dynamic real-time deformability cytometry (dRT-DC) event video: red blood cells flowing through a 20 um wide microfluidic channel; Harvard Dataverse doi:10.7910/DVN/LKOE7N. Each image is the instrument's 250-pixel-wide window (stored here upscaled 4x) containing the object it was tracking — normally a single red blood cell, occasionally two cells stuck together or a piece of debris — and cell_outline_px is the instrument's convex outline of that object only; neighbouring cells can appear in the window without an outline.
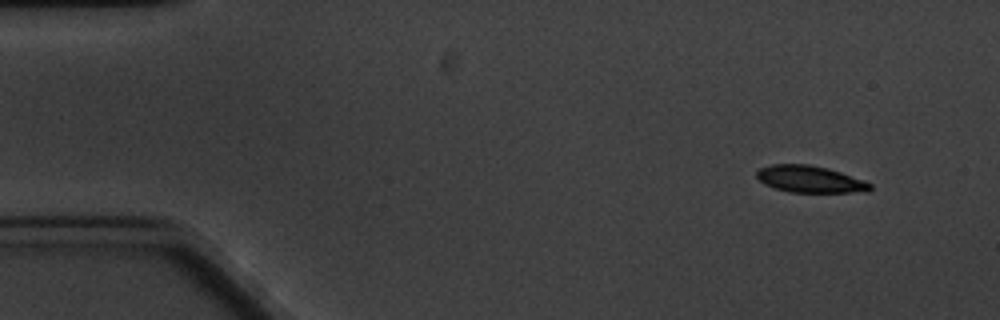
{"species": "common noctule bat (a hibernating species)", "species_latin": "Nyctalus noctula", "temperature_condition": "cold", "stored_images_in_passage": 7, "camera_frame_rate_fps": 3000, "um_per_image_px": 0.085, "animal": {"sex": "male", "body_mass_g": 20.1, "forearm_length_mm": 53.5}, "frame": {"image": 1, "passage_image": 1, "time_ms": 0.0, "image_size_px": [1000, 320], "cell_outline_px": [[872, 188], [868, 192], [788, 192], [764, 184], [756, 176], [756, 172], [760, 168], [772, 164], [808, 164], [828, 168], [864, 180], [872, 184]], "centroid_in_image_um": [68.86, 15.23], "position_along_channel_um": 16.1, "area_um2": 17.74}}
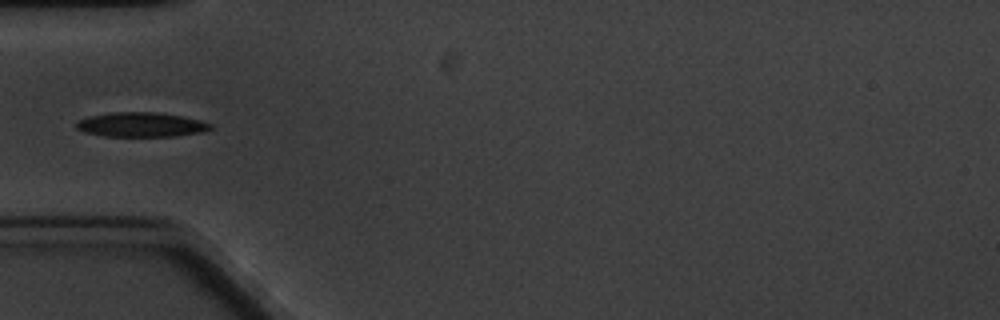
{"frame": {"image": 2, "passage_image": 5, "time_ms": 4.667, "image_size_px": [1000, 320], "cell_outline_px": [[212, 128], [200, 132], [176, 136], [104, 136], [84, 132], [76, 128], [76, 120], [88, 116], [112, 112], [156, 112], [180, 116], [200, 120], [212, 124]], "centroid_in_image_um": [11.94, 10.59], "position_along_channel_um": 73.1, "area_um2": 19.13}}